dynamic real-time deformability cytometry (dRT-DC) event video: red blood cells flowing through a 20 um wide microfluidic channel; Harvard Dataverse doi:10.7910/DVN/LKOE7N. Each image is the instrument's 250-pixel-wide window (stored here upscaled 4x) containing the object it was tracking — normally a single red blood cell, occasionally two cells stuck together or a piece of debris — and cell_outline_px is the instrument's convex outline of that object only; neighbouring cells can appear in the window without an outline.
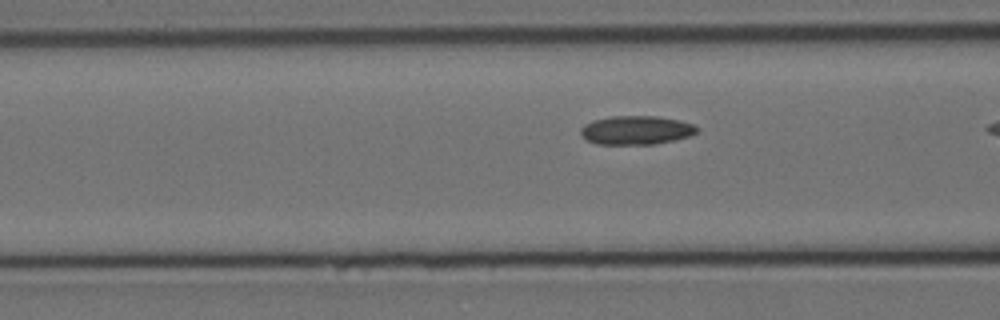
{"species": "Egyptian fruit bat (a non-hibernating species)", "species_latin": "Rousettus aegyptiacus", "temperature_condition": "cold", "stored_images_in_passage": 21, "camera_frame_rate_fps": 3000, "um_per_image_px": 0.085, "animal": {"sex": "female"}, "frame": {"image": 1, "passage_image": 16, "time_ms": 5.0, "image_size_px": [1000, 320], "cell_outline_px": [[700, 128], [696, 132], [688, 136], [676, 140], [652, 144], [596, 144], [580, 136], [580, 128], [584, 124], [592, 120], [612, 116], [656, 116], [680, 120], [692, 124]], "centroid_in_image_um": [54.05, 11.06], "position_along_channel_um": 112.6, "area_um2": 19.59}}
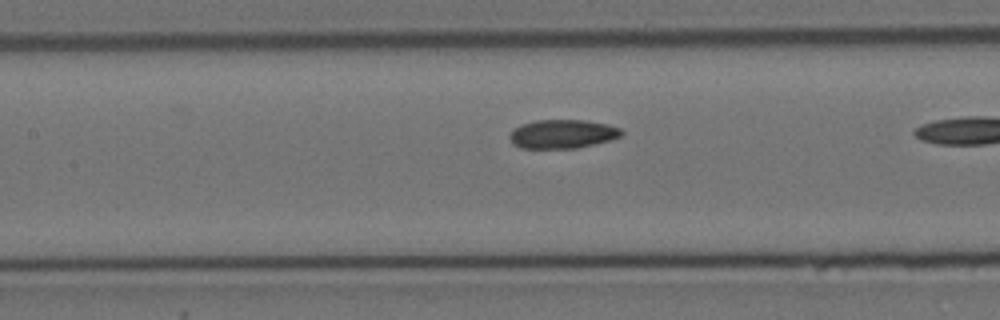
{"frame": {"image": 2, "passage_image": 20, "time_ms": 6.333, "image_size_px": [1000, 320], "cell_outline_px": [[624, 132], [620, 136], [608, 140], [576, 148], [520, 148], [512, 144], [508, 136], [520, 124], [536, 120], [584, 120], [608, 124], [620, 128]], "centroid_in_image_um": [47.78, 11.38], "position_along_channel_um": 159.6, "area_um2": 18.67}}